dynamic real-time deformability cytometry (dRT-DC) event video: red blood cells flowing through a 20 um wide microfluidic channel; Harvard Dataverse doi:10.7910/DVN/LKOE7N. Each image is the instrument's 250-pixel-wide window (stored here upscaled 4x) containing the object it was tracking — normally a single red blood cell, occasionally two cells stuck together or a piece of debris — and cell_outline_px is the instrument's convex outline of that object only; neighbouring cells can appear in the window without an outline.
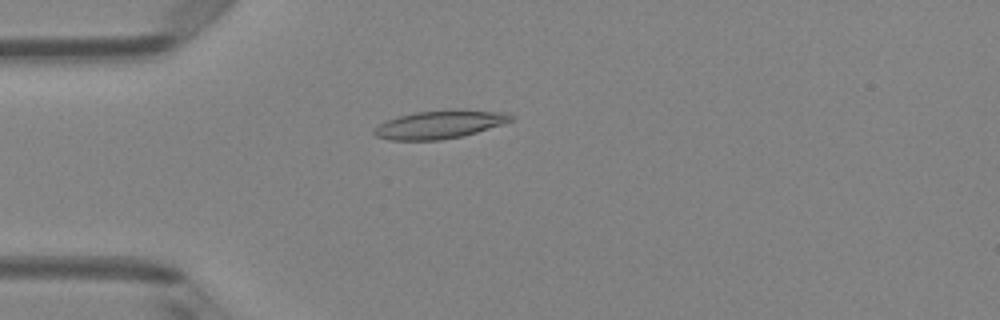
{"species": "Egyptian fruit bat (a non-hibernating species)", "species_latin": "Rousettus aegyptiacus", "temperature_condition": "room temperature", "stored_images_in_passage": 49, "camera_frame_rate_fps": 3000, "um_per_image_px": 0.085, "animal": {"sex": "female"}, "frame": {"image": 1, "passage_image": 13, "time_ms": 4.0, "image_size_px": [1000, 320], "cell_outline_px": [[516, 116], [512, 120], [464, 136], [440, 140], [388, 140], [376, 136], [372, 132], [380, 124], [388, 120], [400, 116], [416, 112], [508, 112]], "centroid_in_image_um": [37.32, 10.63], "position_along_channel_um": 47.7, "area_um2": 21.27}}
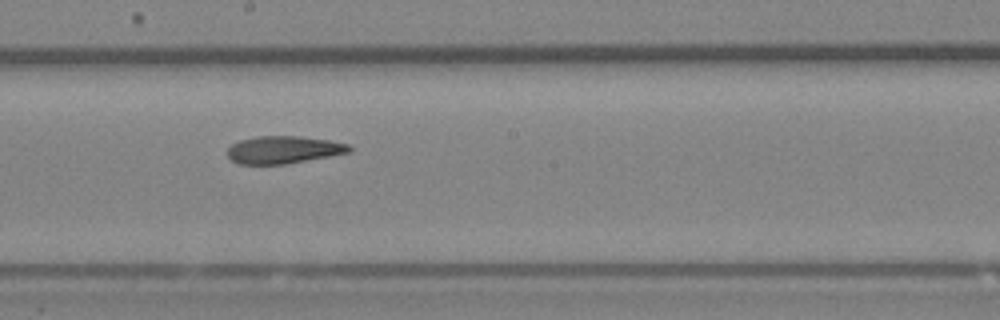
{"frame": {"image": 2, "passage_image": 27, "time_ms": 8.667, "image_size_px": [1000, 320], "cell_outline_px": [[352, 152], [284, 164], [236, 164], [228, 156], [228, 148], [232, 144], [240, 140], [256, 136], [300, 136], [328, 140], [348, 144], [352, 148]], "centroid_in_image_um": [24.09, 12.73], "position_along_channel_um": 224.1, "area_um2": 19.48}}
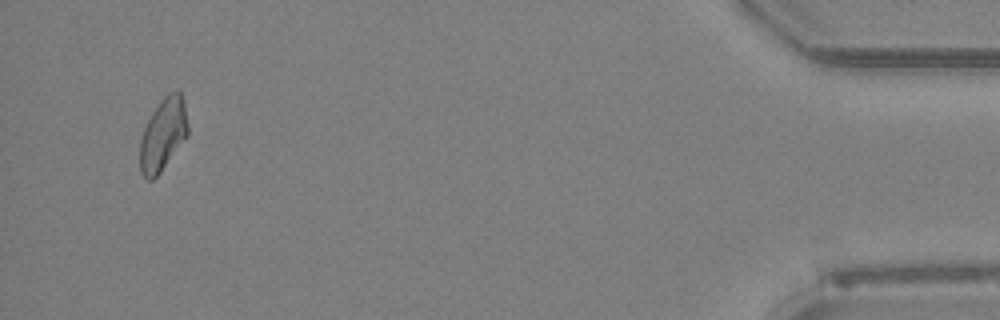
{"frame": {"image": 3, "passage_image": 47, "time_ms": 15.333, "image_size_px": [1000, 320], "cell_outline_px": [[188, 136], [160, 172], [152, 180], [148, 180], [140, 172], [140, 140], [144, 128], [152, 112], [160, 100], [168, 92], [180, 92], [184, 100], [188, 124]], "centroid_in_image_um": [13.87, 11.42], "position_along_channel_um": 421.3, "area_um2": 20.23}, "authors_computed_cell_mechanics": {"area_um2": 20.2878, "velocity_mm_per_s": 4.1229, "shape_relaxation_time_tau1_ms": null, "shape_relaxation_time_tau2_ms": 4.4309, "deformation_change_tau1": null, "deformation_change_tau2": 0.1394}}